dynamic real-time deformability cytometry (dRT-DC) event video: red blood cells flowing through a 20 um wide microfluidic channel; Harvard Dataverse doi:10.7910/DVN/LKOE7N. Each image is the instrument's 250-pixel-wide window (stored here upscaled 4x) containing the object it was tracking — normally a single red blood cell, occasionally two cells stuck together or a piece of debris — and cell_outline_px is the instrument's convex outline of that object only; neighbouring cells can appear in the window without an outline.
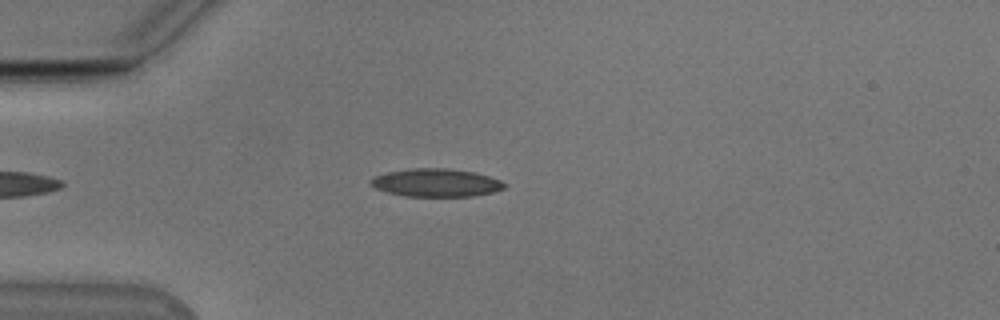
{"species": "Egyptian fruit bat (a non-hibernating species)", "species_latin": "Rousettus aegyptiacus", "temperature_condition": "cold", "stored_images_in_passage": 44, "camera_frame_rate_fps": 3000, "um_per_image_px": 0.085, "animal": {"sex": "male"}, "frame": {"image": 1, "passage_image": 9, "time_ms": 2.667, "image_size_px": [1000, 320], "cell_outline_px": [[504, 188], [492, 192], [472, 196], [404, 196], [388, 192], [376, 188], [368, 180], [376, 176], [388, 172], [408, 168], [448, 168], [472, 172], [488, 176], [500, 180], [504, 184]], "centroid_in_image_um": [37.04, 15.52], "position_along_channel_um": 48.0, "area_um2": 21.56}}
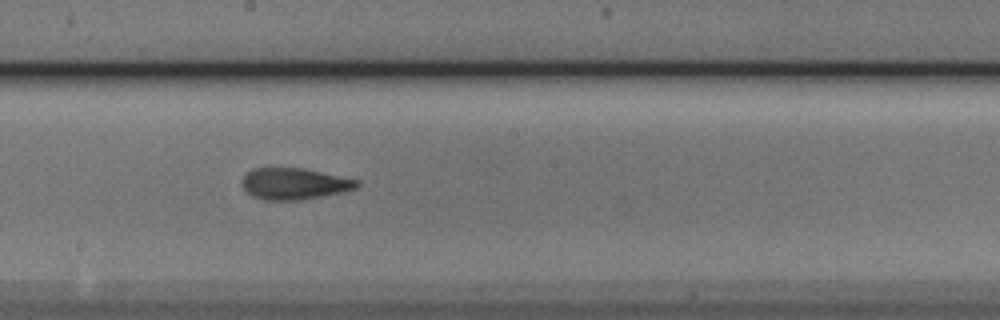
{"frame": {"image": 2, "passage_image": 24, "time_ms": 7.667, "image_size_px": [1000, 320], "cell_outline_px": [[360, 184], [356, 188], [340, 192], [300, 200], [264, 200], [252, 196], [244, 188], [244, 176], [252, 168], [300, 168], [360, 180]], "centroid_in_image_um": [25.02, 15.62], "position_along_channel_um": 223.2, "area_um2": 20.63}}
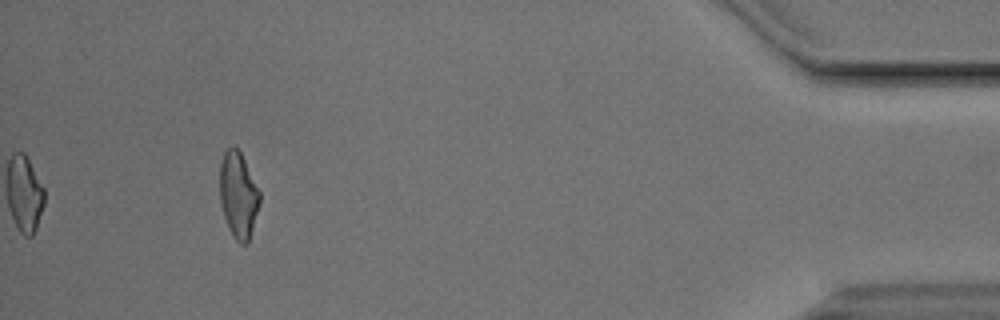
{"frame": {"image": 3, "passage_image": 44, "time_ms": 14.333, "image_size_px": [1000, 320], "cell_outline_px": [[260, 204], [248, 244], [240, 244], [232, 236], [228, 228], [224, 216], [220, 200], [220, 164], [224, 152], [232, 144], [240, 152], [260, 192]], "centroid_in_image_um": [20.26, 16.61], "position_along_channel_um": 414.9, "area_um2": 20.0}, "authors_computed_cell_mechanics": {"area_um2": 20.6924, "velocity_mm_per_s": 3.8464, "shape_relaxation_time_tau1_ms": 3.4104, "shape_relaxation_time_tau2_ms": 2.0211, "deformation_change_tau1": 0.1562, "deformation_change_tau2": 0.1131}}